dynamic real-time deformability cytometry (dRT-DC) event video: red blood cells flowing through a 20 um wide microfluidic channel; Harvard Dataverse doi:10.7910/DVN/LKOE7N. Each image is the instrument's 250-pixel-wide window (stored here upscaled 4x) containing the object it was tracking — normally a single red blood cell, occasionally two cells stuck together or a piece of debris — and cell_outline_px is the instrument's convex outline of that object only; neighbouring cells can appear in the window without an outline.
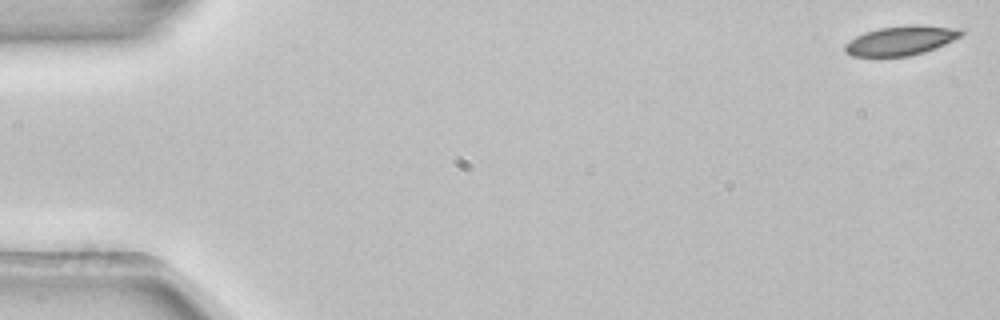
{"species": "common noctule bat (a hibernating species)", "species_latin": "Nyctalus noctula", "temperature_condition": "room temperature", "stored_images_in_passage": 8, "camera_frame_rate_fps": 3000, "um_per_image_px": 0.085, "animal": {"sex": "female", "body_mass_g": 22.7, "forearm_length_mm": 54.2}, "frame": {"image": 1, "passage_image": 1, "time_ms": 0.0, "image_size_px": [1000, 320], "cell_outline_px": [[964, 32], [960, 36], [944, 44], [924, 52], [908, 56], [852, 56], [844, 52], [844, 44], [856, 36], [864, 32], [880, 28], [912, 24], [916, 24], [960, 28]], "centroid_in_image_um": [76.55, 3.44], "position_along_channel_um": 8.4, "area_um2": 19.83}}